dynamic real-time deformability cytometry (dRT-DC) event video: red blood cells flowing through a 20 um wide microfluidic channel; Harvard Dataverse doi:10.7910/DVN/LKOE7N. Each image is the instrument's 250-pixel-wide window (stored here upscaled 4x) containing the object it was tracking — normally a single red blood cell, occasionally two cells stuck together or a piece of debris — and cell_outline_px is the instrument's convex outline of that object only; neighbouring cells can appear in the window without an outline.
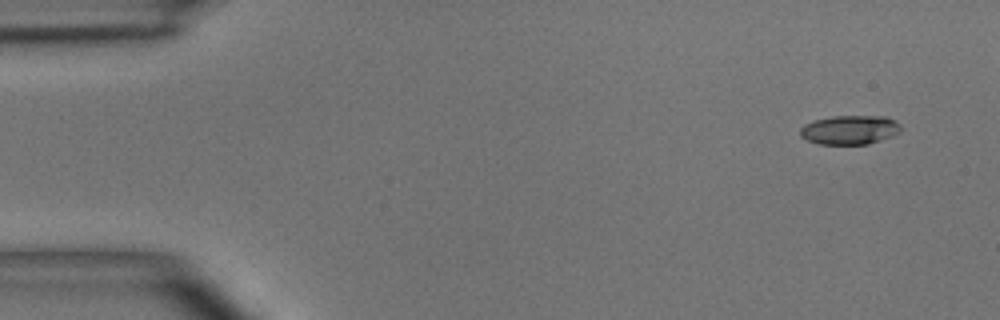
{"species": "common noctule bat (a hibernating species)", "species_latin": "Nyctalus noctula", "temperature_condition": "room temperature", "stored_images_in_passage": 5, "camera_frame_rate_fps": 3000, "um_per_image_px": 0.085, "animal": {"sex": "male", "body_mass_g": 15.6}, "frame": {"image": 1, "passage_image": 1, "time_ms": 0.0, "image_size_px": [1000, 320], "cell_outline_px": [[900, 132], [892, 136], [868, 144], [820, 144], [808, 140], [800, 136], [800, 128], [804, 124], [816, 120], [832, 116], [888, 116], [896, 120], [900, 124]], "centroid_in_image_um": [72.25, 11.03], "position_along_channel_um": 12.7, "area_um2": 17.11}}
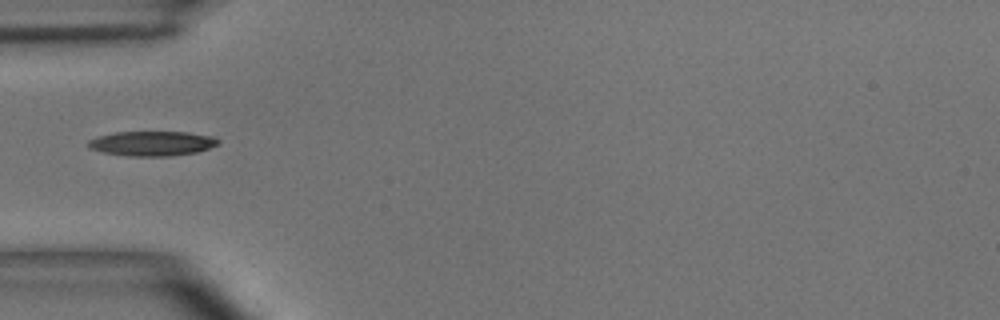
{"frame": {"image": 2, "passage_image": 4, "time_ms": 4.333, "image_size_px": [1000, 320], "cell_outline_px": [[220, 144], [196, 152], [168, 156], [132, 156], [104, 152], [88, 148], [84, 144], [88, 140], [96, 136], [116, 132], [188, 132], [212, 136], [220, 140]], "centroid_in_image_um": [12.89, 12.18], "position_along_channel_um": 72.1, "area_um2": 18.79}}
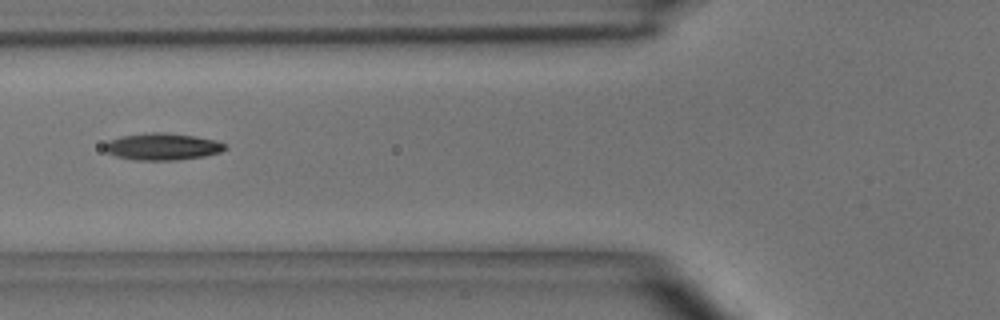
{"frame": {"image": 3, "passage_image": 5, "time_ms": 5.333, "image_size_px": [1000, 320], "cell_outline_px": [[228, 148], [220, 152], [204, 156], [176, 160], [136, 160], [116, 156], [108, 152], [104, 148], [104, 144], [108, 140], [120, 136], [152, 132], [168, 132], [196, 136], [216, 140], [228, 144]], "centroid_in_image_um": [13.84, 12.45], "position_along_channel_um": 112.0, "area_um2": 19.07}}